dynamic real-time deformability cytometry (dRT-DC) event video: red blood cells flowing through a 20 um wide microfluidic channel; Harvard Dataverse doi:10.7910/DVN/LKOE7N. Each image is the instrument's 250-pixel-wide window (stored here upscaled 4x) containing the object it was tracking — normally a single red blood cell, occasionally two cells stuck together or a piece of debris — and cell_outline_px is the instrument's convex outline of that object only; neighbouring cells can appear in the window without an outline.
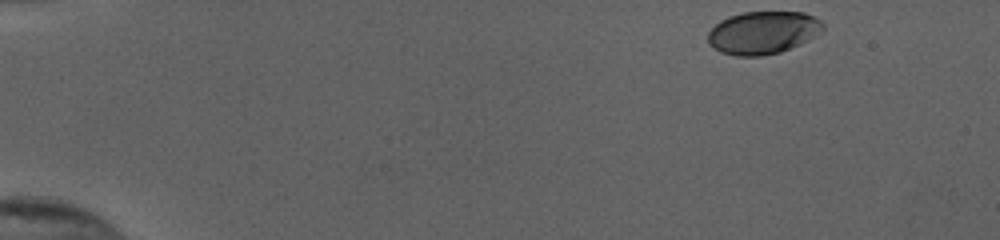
{"species": "human", "species_latin": "Homo sapiens", "temperature_condition": "cold", "stored_images_in_passage": 41, "camera_frame_rate_fps": 3000, "um_per_image_px": 0.085, "donor": {"sex": "female"}, "frame": {"image": 1, "passage_image": 1, "time_ms": 0.0, "image_size_px": [1000, 240], "cell_outline_px": [[824, 28], [800, 44], [780, 52], [760, 56], [736, 56], [720, 52], [712, 48], [708, 44], [708, 32], [720, 20], [728, 16], [744, 12], [804, 12], [820, 20], [824, 24]], "centroid_in_image_um": [64.79, 2.77], "position_along_channel_um": 20.2, "area_um2": 28.55}}
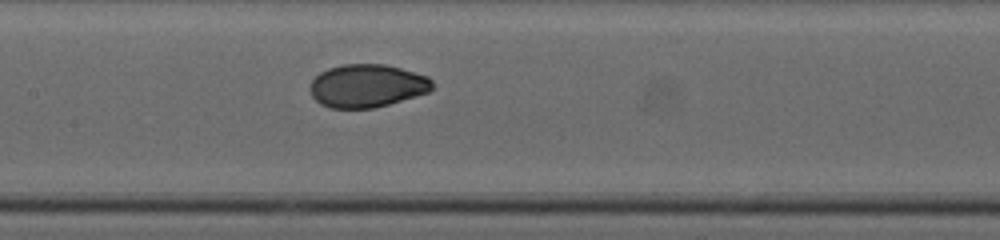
{"frame": {"image": 2, "passage_image": 23, "time_ms": 7.333, "image_size_px": [1000, 240], "cell_outline_px": [[432, 88], [428, 92], [388, 104], [372, 108], [332, 108], [320, 104], [312, 96], [308, 88], [312, 80], [320, 72], [328, 68], [344, 64], [384, 64], [400, 68], [428, 76], [432, 80]], "centroid_in_image_um": [31.17, 7.29], "position_along_channel_um": 176.2, "area_um2": 30.58}}
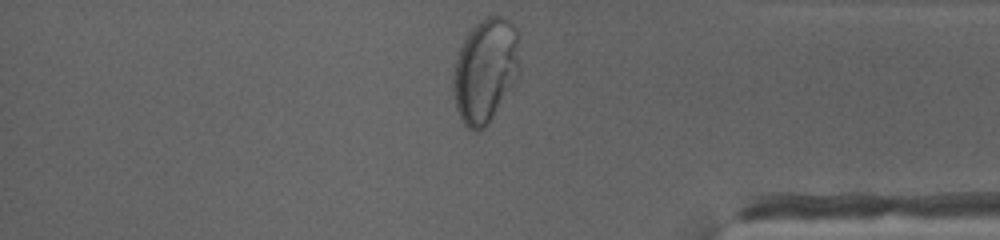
{"frame": {"image": 3, "passage_image": 41, "time_ms": 13.333, "image_size_px": [1000, 240], "cell_outline_px": [[520, 72], [488, 124], [480, 132], [476, 132], [468, 128], [464, 124], [456, 108], [452, 88], [452, 76], [456, 60], [460, 48], [468, 32], [480, 20], [488, 16], [504, 16], [516, 28]], "centroid_in_image_um": [41.24, 6.0], "position_along_channel_um": 394.0, "area_um2": 40.23}, "authors_computed_cell_mechanics": {"area_um2": 30.7496, "velocity_mm_per_s": 3.8741, "shape_relaxation_time_tau1_ms": 4.6475, "shape_relaxation_time_tau2_ms": null, "deformation_change_tau1": 0.1646, "deformation_change_tau2": null}}